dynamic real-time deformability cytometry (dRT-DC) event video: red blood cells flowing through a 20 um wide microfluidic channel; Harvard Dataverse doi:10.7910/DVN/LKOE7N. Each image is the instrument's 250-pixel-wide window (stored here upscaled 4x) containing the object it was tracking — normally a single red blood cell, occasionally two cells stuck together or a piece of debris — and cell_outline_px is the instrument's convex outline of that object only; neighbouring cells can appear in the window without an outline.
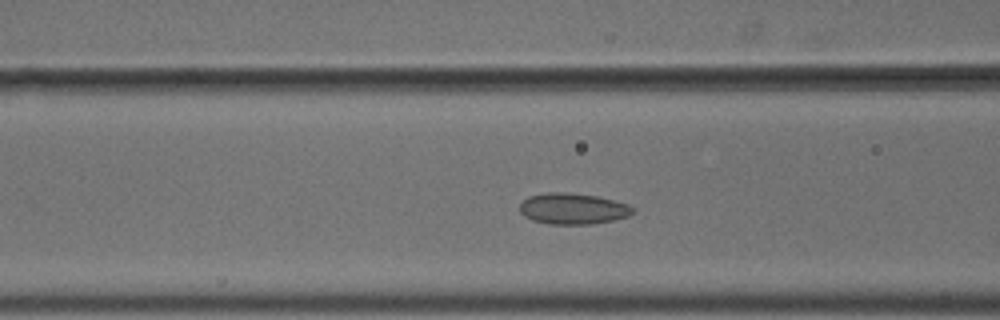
{"species": "common noctule bat (a hibernating species)", "species_latin": "Nyctalus noctula", "temperature_condition": "cold", "stored_images_in_passage": 43, "camera_frame_rate_fps": 3000, "um_per_image_px": 0.085, "animal": {"sex": "male", "body_mass_g": 18.8}, "frame": {"image": 1, "passage_image": 11, "time_ms": 3.333, "image_size_px": [1000, 320], "cell_outline_px": [[632, 212], [628, 216], [612, 220], [592, 224], [548, 224], [532, 220], [524, 216], [520, 212], [520, 204], [528, 196], [548, 192], [564, 192], [596, 196], [628, 204], [632, 208]], "centroid_in_image_um": [48.64, 17.74], "position_along_channel_um": 118.0, "area_um2": 20.29}}
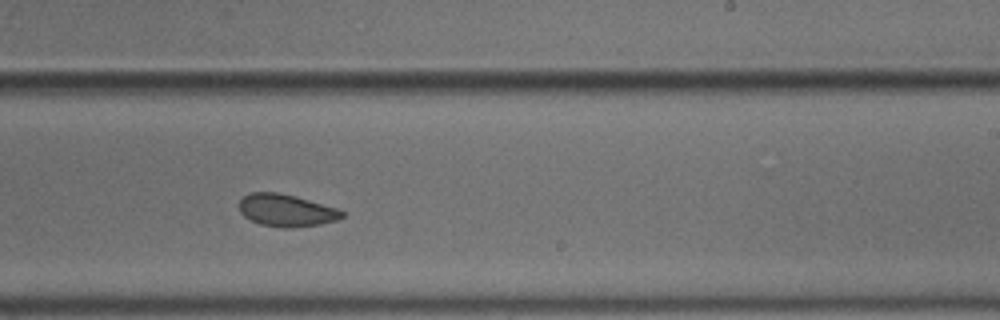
{"frame": {"image": 2, "passage_image": 23, "time_ms": 7.333, "image_size_px": [1000, 320], "cell_outline_px": [[344, 216], [336, 220], [320, 224], [292, 228], [284, 228], [260, 224], [244, 216], [240, 212], [240, 200], [244, 196], [252, 192], [276, 192], [296, 196], [336, 208], [344, 212]], "centroid_in_image_um": [24.33, 17.88], "position_along_channel_um": 264.7, "area_um2": 19.19}}
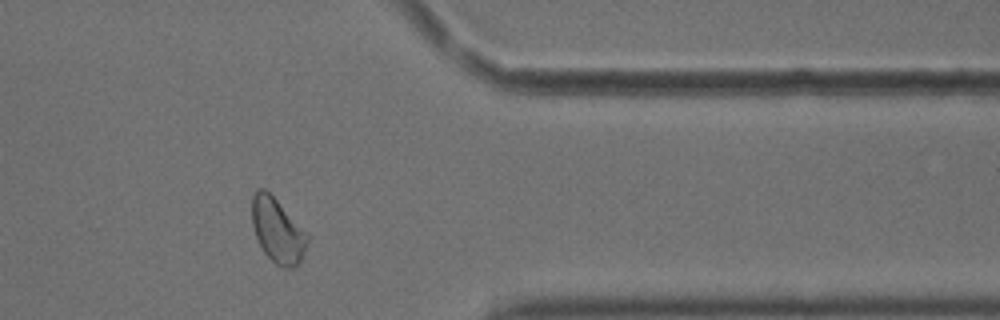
{"frame": {"image": 3, "passage_image": 34, "time_ms": 11.0, "image_size_px": [1000, 320], "cell_outline_px": [[308, 240], [300, 260], [296, 268], [284, 268], [276, 264], [264, 252], [256, 236], [252, 224], [252, 196], [256, 188], [264, 188], [308, 232]], "centroid_in_image_um": [23.59, 19.59], "position_along_channel_um": 387.8, "area_um2": 20.63}, "authors_computed_cell_mechanics": {"area_um2": 20.519, "velocity_mm_per_s": 3.6632, "shape_relaxation_time_tau1_ms": 10.2688, "shape_relaxation_time_tau2_ms": 1.8743, "deformation_change_tau1": 0.0967, "deformation_change_tau2": 0.0738}}